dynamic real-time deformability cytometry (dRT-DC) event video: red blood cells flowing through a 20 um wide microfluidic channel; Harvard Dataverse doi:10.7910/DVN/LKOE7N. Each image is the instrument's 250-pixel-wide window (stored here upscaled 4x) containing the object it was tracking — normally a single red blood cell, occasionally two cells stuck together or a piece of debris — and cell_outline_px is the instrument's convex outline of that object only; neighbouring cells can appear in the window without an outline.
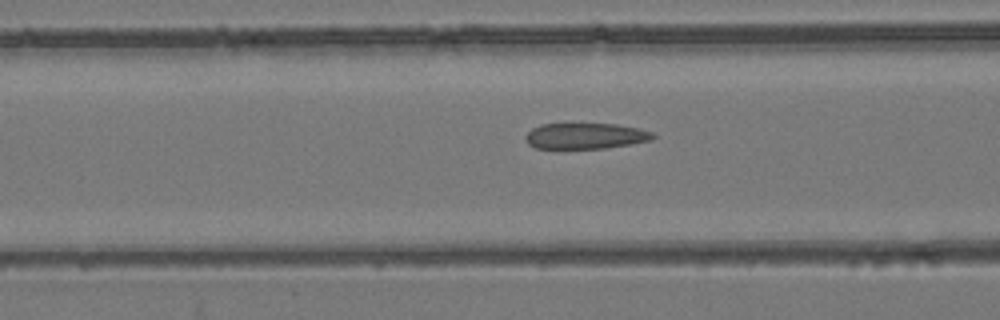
{"species": "common noctule bat (a hibernating species)", "species_latin": "Nyctalus noctula", "temperature_condition": "room temperature", "stored_images_in_passage": 36, "camera_frame_rate_fps": 3000, "um_per_image_px": 0.085, "animal": {"sex": "female", "body_mass_g": 24.6, "forearm_length_mm": 56.2}, "frame": {"image": 1, "passage_image": 4, "time_ms": 1.0, "image_size_px": [1000, 320], "cell_outline_px": [[656, 136], [652, 140], [604, 148], [536, 148], [528, 144], [524, 140], [524, 136], [532, 128], [540, 124], [616, 124], [640, 128], [652, 132]], "centroid_in_image_um": [49.74, 11.55], "position_along_channel_um": 116.9, "area_um2": 19.19}}
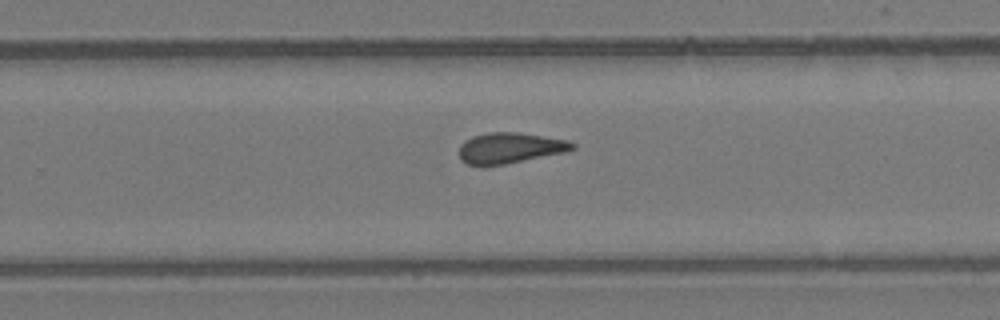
{"frame": {"image": 2, "passage_image": 17, "time_ms": 5.333, "image_size_px": [1000, 320], "cell_outline_px": [[576, 148], [564, 152], [504, 164], [468, 164], [460, 160], [460, 144], [464, 140], [472, 136], [488, 132], [516, 132], [568, 140], [576, 144]], "centroid_in_image_um": [43.34, 12.55], "position_along_channel_um": 286.5, "area_um2": 19.94}}
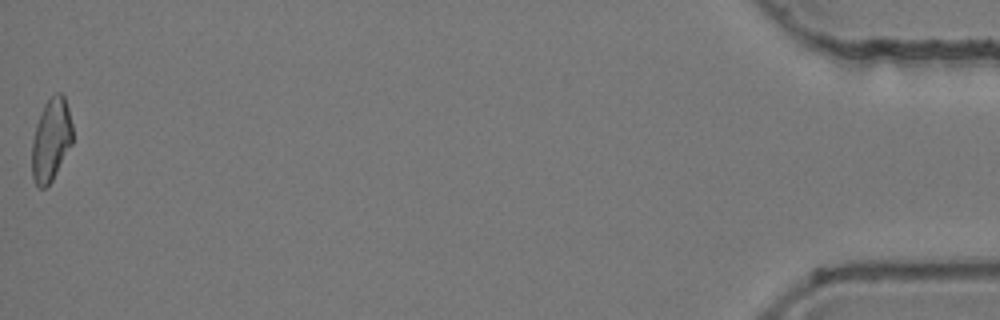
{"frame": {"image": 3, "passage_image": 36, "time_ms": 11.667, "image_size_px": [1000, 320], "cell_outline_px": [[72, 144], [52, 180], [44, 188], [40, 188], [36, 184], [32, 176], [32, 140], [36, 124], [44, 104], [56, 92], [60, 92], [64, 96], [68, 108], [72, 124]], "centroid_in_image_um": [4.34, 11.87], "position_along_channel_um": 430.9, "area_um2": 19.48}}